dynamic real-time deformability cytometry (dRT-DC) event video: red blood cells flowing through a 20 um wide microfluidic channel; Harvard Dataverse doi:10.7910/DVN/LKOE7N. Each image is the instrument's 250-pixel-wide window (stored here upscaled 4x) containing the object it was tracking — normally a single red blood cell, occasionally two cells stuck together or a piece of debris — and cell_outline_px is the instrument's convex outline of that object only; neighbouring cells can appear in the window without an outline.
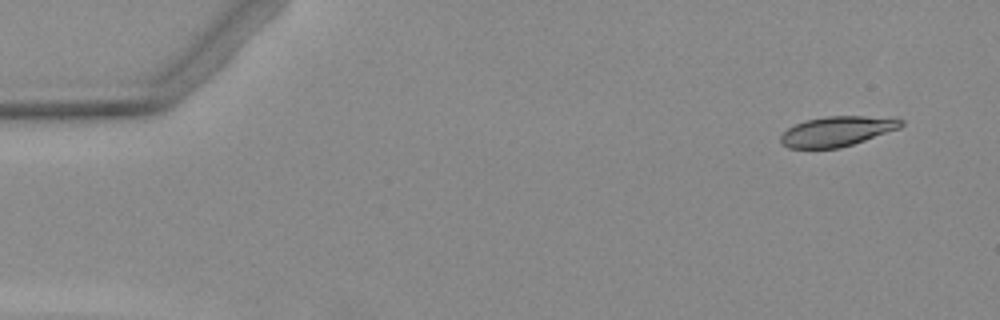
{"species": "Egyptian fruit bat (a non-hibernating species)", "species_latin": "Rousettus aegyptiacus", "temperature_condition": "warm", "stored_images_in_passage": 2, "segment_of_instrument_passage": [2, 2], "camera_frame_rate_fps": 3000, "um_per_image_px": 0.085, "animal": {"sex": "female"}, "frame": {"image": 1, "passage_image": 2, "time_ms": 1.333, "image_size_px": [1000, 320], "cell_outline_px": [[904, 124], [900, 128], [840, 148], [788, 148], [780, 140], [780, 136], [788, 128], [804, 120], [828, 116], [864, 116], [904, 120]], "centroid_in_image_um": [71.12, 11.16], "position_along_channel_um": 13.9, "area_um2": 20.69}}